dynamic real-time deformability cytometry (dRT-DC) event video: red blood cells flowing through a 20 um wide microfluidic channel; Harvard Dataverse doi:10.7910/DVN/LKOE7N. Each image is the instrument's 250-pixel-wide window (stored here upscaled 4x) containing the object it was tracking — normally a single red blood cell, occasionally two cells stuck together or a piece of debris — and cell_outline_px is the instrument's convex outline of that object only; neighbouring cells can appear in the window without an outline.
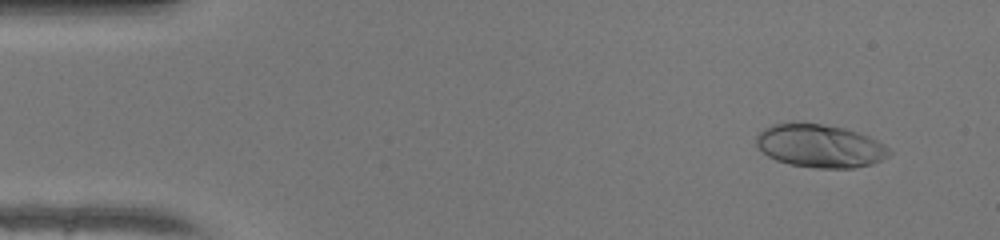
{"species": "human", "species_latin": "Homo sapiens", "temperature_condition": "warm", "stored_images_in_passage": 48, "camera_frame_rate_fps": 3000, "um_per_image_px": 0.085, "donor": {"sex": "female"}, "frame": {"image": 1, "passage_image": 4, "time_ms": 1.0, "image_size_px": [1000, 240], "cell_outline_px": [[892, 152], [888, 156], [872, 164], [852, 168], [816, 168], [788, 164], [776, 160], [768, 156], [756, 144], [756, 136], [764, 128], [772, 124], [788, 120], [820, 124], [844, 128], [868, 136], [884, 144]], "centroid_in_image_um": [69.65, 12.38], "position_along_channel_um": 15.3, "area_um2": 33.7}}
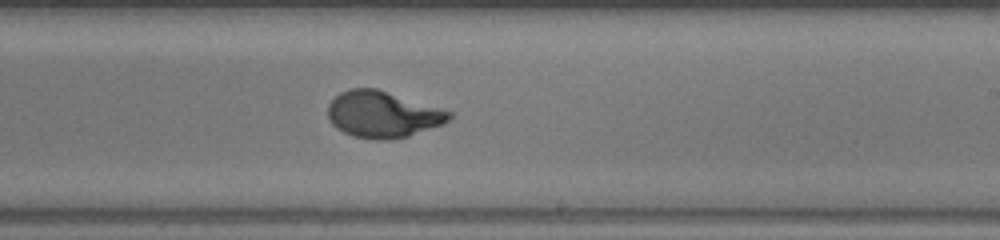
{"frame": {"image": 2, "passage_image": 29, "time_ms": 9.333, "image_size_px": [1000, 240], "cell_outline_px": [[452, 116], [444, 124], [408, 136], [388, 140], [376, 140], [352, 136], [336, 128], [328, 120], [328, 104], [340, 92], [348, 88], [376, 88], [452, 112]], "centroid_in_image_um": [32.5, 9.73], "position_along_channel_um": 256.5, "area_um2": 32.77}}
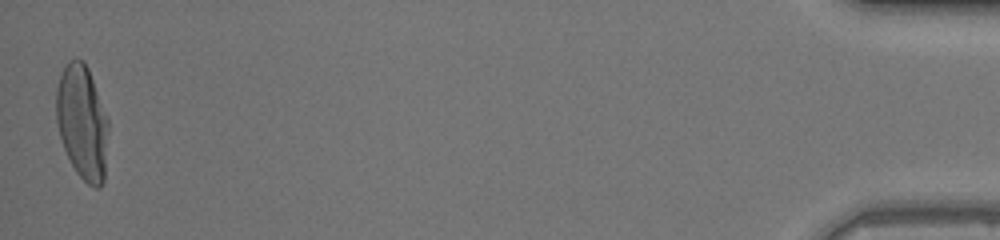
{"frame": {"image": 3, "passage_image": 48, "time_ms": 15.667, "image_size_px": [1000, 240], "cell_outline_px": [[108, 128], [104, 180], [100, 188], [92, 188], [76, 172], [64, 148], [60, 136], [56, 120], [56, 88], [60, 76], [68, 60], [84, 60], [88, 68], [108, 120]], "centroid_in_image_um": [6.99, 10.41], "position_along_channel_um": 428.2, "area_um2": 34.45}, "authors_computed_cell_mechanics": {"area_um2": 32.4547, "velocity_mm_per_s": 4.2823, "shape_relaxation_time_tau1_ms": 3.4386, "shape_relaxation_time_tau2_ms": null, "deformation_change_tau1": 0.2375, "deformation_change_tau2": null}}